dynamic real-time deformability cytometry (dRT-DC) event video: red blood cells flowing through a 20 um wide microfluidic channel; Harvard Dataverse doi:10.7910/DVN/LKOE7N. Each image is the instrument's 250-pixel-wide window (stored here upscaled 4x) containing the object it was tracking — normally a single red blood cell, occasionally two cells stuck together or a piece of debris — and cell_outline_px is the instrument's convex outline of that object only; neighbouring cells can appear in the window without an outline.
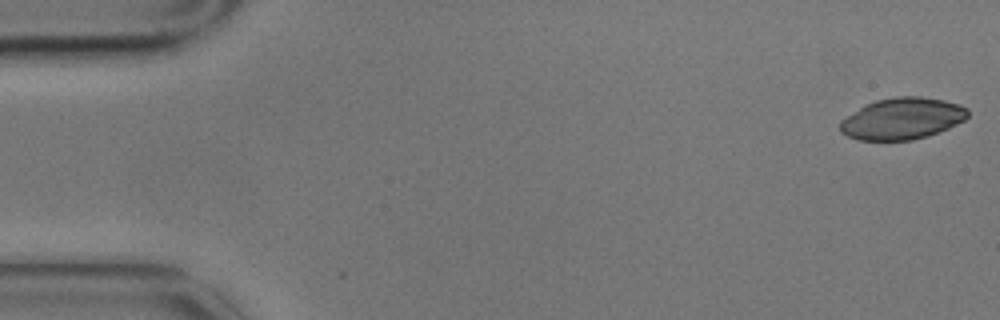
{"species": "common noctule bat (a hibernating species)", "species_latin": "Nyctalus noctula", "temperature_condition": "cold", "stored_images_in_passage": 5, "camera_frame_rate_fps": 3000, "um_per_image_px": 0.085, "animal": {"sex": "male", "body_mass_g": 17.9}, "frame": {"image": 1, "passage_image": 1, "time_ms": 0.0, "image_size_px": [1000, 320], "cell_outline_px": [[968, 116], [964, 120], [948, 128], [912, 140], [856, 140], [840, 132], [840, 120], [864, 104], [876, 100], [896, 96], [920, 96], [944, 100], [960, 104], [968, 108]], "centroid_in_image_um": [76.66, 10.07], "position_along_channel_um": 8.3, "area_um2": 30.98}}